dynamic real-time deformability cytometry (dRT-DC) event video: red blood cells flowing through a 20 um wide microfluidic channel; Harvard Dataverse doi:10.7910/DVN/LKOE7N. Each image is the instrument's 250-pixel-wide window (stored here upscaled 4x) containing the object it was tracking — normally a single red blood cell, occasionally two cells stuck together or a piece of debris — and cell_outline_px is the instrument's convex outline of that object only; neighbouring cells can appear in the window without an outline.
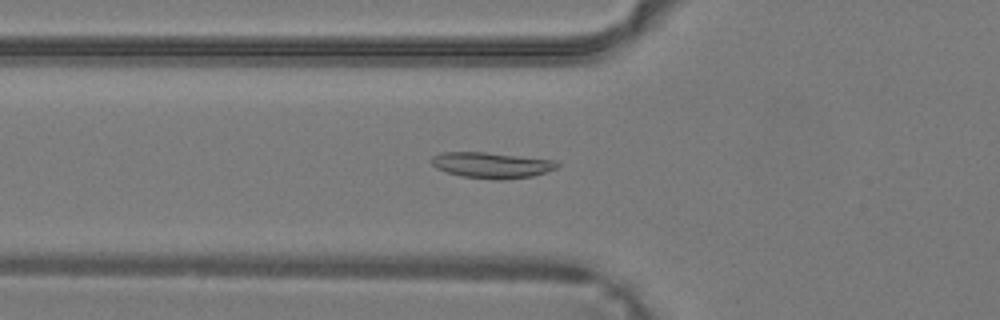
{"species": "common noctule bat (a hibernating species)", "species_latin": "Nyctalus noctula", "temperature_condition": "warm", "stored_images_in_passage": 28, "camera_frame_rate_fps": 3000, "um_per_image_px": 0.085, "animal": {"sex": "male", "body_mass_g": 19.2, "forearm_length_mm": 51.8}, "frame": {"image": 1, "passage_image": 2, "time_ms": 0.333, "image_size_px": [1000, 320], "cell_outline_px": [[560, 164], [556, 168], [532, 176], [504, 180], [496, 180], [464, 176], [448, 172], [436, 168], [432, 164], [432, 156], [440, 152], [484, 152], [556, 160]], "centroid_in_image_um": [41.8, 14.03], "position_along_channel_um": 84.0, "area_um2": 18.79}}
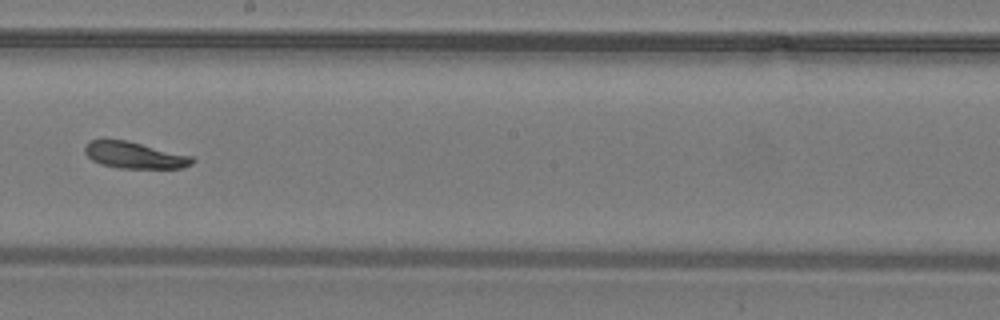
{"frame": {"image": 2, "passage_image": 11, "time_ms": 3.333, "image_size_px": [1000, 320], "cell_outline_px": [[196, 160], [192, 164], [184, 168], [120, 168], [100, 164], [92, 160], [84, 152], [84, 148], [92, 140], [128, 140], [192, 156]], "centroid_in_image_um": [11.48, 13.2], "position_along_channel_um": 236.7, "area_um2": 16.59}}
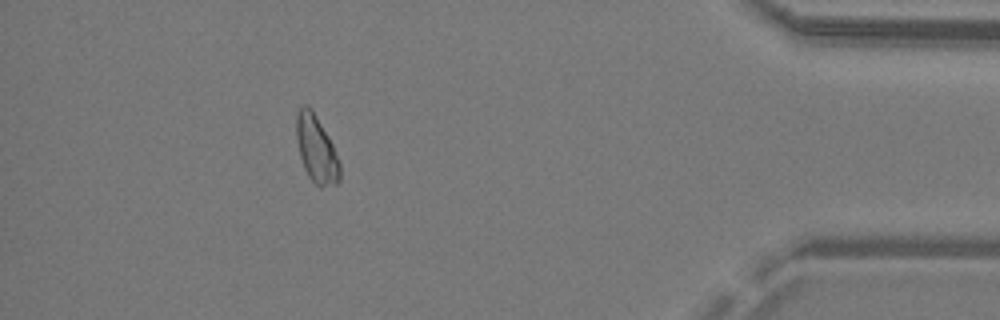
{"frame": {"image": 3, "passage_image": 24, "time_ms": 7.667, "image_size_px": [1000, 320], "cell_outline_px": [[340, 180], [336, 184], [316, 184], [308, 176], [304, 168], [300, 156], [296, 136], [296, 116], [300, 108], [304, 104], [308, 104], [312, 108], [328, 136], [332, 144], [340, 164]], "centroid_in_image_um": [26.87, 12.62], "position_along_channel_um": 408.3, "area_um2": 16.7}}